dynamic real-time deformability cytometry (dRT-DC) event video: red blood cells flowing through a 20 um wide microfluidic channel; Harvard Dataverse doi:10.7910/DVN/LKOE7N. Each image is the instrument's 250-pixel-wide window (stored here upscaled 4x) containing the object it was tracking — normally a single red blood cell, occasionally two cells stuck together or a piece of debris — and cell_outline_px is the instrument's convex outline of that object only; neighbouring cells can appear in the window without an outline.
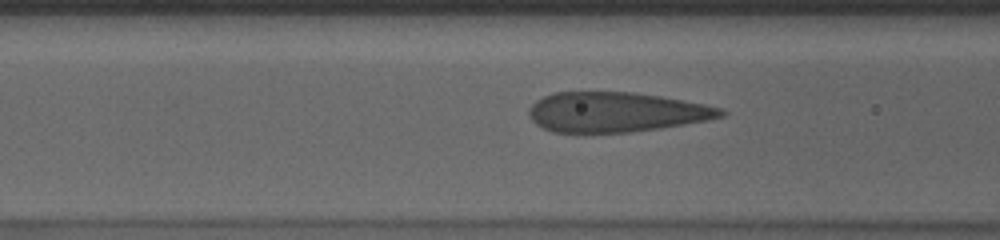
{"species": "human", "species_latin": "Homo sapiens", "temperature_condition": "cold", "stored_images_in_passage": 52, "camera_frame_rate_fps": 3000, "um_per_image_px": 0.085, "donor": {"sex": "male"}, "frame": {"image": 1, "passage_image": 21, "time_ms": 6.667, "image_size_px": [1000, 240], "cell_outline_px": [[728, 112], [724, 116], [708, 120], [660, 128], [632, 132], [552, 132], [536, 124], [528, 116], [528, 108], [536, 100], [552, 92], [632, 92], [660, 96], [704, 104], [720, 108]], "centroid_in_image_um": [52.33, 9.52], "position_along_channel_um": 114.3, "area_um2": 44.56}}
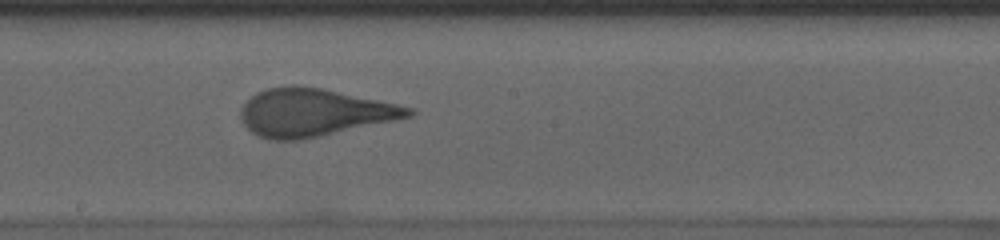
{"frame": {"image": 2, "passage_image": 30, "time_ms": 9.667, "image_size_px": [1000, 240], "cell_outline_px": [[416, 112], [412, 116], [316, 136], [296, 140], [272, 140], [260, 136], [252, 132], [244, 124], [240, 116], [240, 108], [256, 92], [268, 88], [292, 84], [320, 88], [416, 108]], "centroid_in_image_um": [26.64, 9.54], "position_along_channel_um": 221.6, "area_um2": 45.84}}
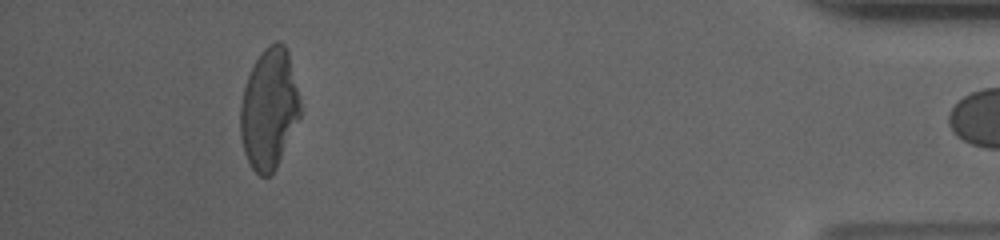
{"frame": {"image": 3, "passage_image": 51, "time_ms": 16.667, "image_size_px": [1000, 240], "cell_outline_px": [[300, 116], [276, 168], [268, 176], [260, 176], [252, 168], [244, 152], [240, 136], [240, 104], [244, 88], [248, 76], [260, 52], [268, 44], [276, 40], [280, 40], [284, 44], [288, 52], [300, 96]], "centroid_in_image_um": [22.87, 9.22], "position_along_channel_um": 412.3, "area_um2": 42.02}}